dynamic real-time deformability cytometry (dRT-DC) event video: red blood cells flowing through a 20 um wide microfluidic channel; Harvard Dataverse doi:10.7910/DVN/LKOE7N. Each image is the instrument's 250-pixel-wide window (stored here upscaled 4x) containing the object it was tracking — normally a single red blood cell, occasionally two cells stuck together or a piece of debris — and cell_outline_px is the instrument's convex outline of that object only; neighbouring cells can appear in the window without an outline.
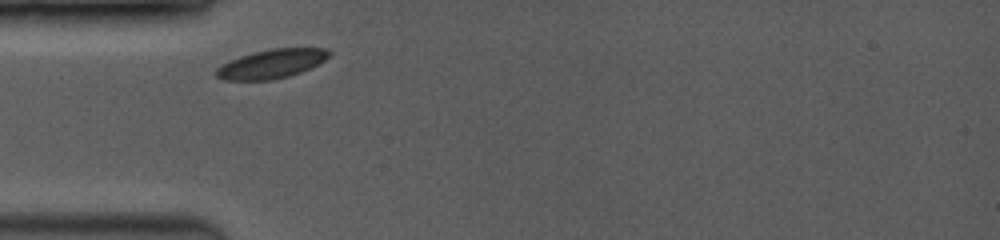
{"species": "common noctule bat (a hibernating species)", "species_latin": "Nyctalus noctula", "temperature_condition": "room temperature", "stored_images_in_passage": 7, "camera_frame_rate_fps": 3500, "um_per_image_px": 0.085, "animal": {"sex": "female", "body_mass_g": 19.0, "forearm_length_mm": 53.3}, "frame": {"image": 1, "passage_image": 1, "time_ms": 0.0, "image_size_px": [1000, 240], "cell_outline_px": [[332, 56], [300, 72], [288, 76], [272, 80], [224, 80], [216, 76], [212, 72], [216, 68], [240, 56], [252, 52], [272, 48], [328, 48], [332, 52]], "centroid_in_image_um": [23.08, 5.42], "position_along_channel_um": 61.9, "area_um2": 19.07}}
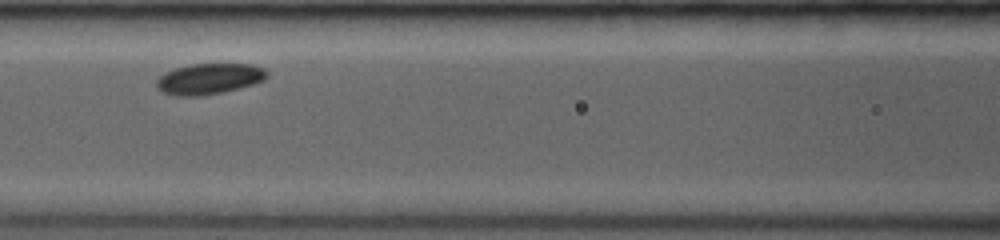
{"frame": {"image": 2, "passage_image": 5, "time_ms": 2.286, "image_size_px": [1000, 240], "cell_outline_px": [[268, 76], [264, 80], [252, 84], [220, 92], [200, 96], [176, 96], [160, 92], [156, 88], [156, 80], [164, 72], [176, 68], [192, 64], [252, 64], [264, 68], [268, 72]], "centroid_in_image_um": [17.74, 6.7], "position_along_channel_um": 148.9, "area_um2": 19.83}}
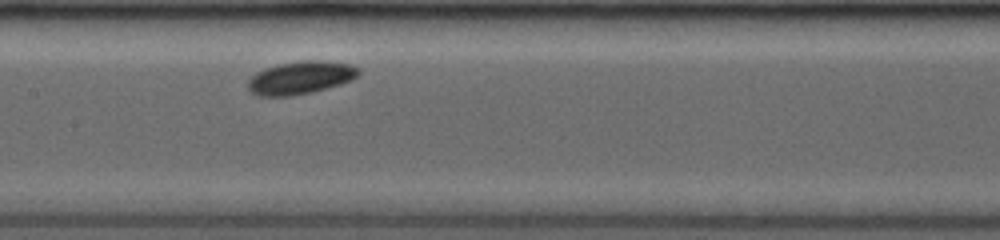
{"frame": {"image": 3, "passage_image": 7, "time_ms": 3.143, "image_size_px": [1000, 240], "cell_outline_px": [[360, 72], [352, 80], [340, 84], [312, 92], [292, 96], [260, 96], [252, 92], [248, 88], [248, 80], [256, 72], [264, 68], [280, 64], [304, 60], [324, 60], [352, 64], [360, 68]], "centroid_in_image_um": [25.57, 6.59], "position_along_channel_um": 181.8, "area_um2": 21.27}}